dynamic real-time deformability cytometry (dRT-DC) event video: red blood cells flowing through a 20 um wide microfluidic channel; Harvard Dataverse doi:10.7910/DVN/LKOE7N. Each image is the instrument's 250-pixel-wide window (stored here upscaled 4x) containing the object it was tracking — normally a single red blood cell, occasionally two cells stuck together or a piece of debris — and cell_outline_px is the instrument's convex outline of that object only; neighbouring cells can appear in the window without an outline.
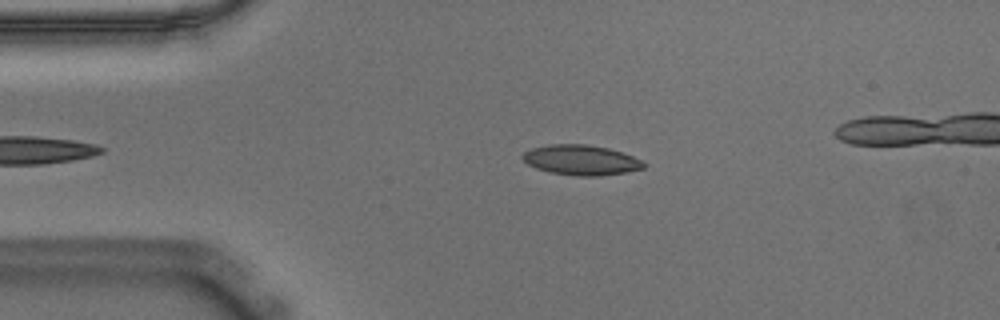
{"species": "Egyptian fruit bat (a non-hibernating species)", "species_latin": "Rousettus aegyptiacus", "temperature_condition": "warm", "stored_images_in_passage": 46, "camera_frame_rate_fps": 3000, "um_per_image_px": 0.085, "animal": {"sex": "male"}, "frame": {"image": 1, "passage_image": 10, "time_ms": 3.0, "image_size_px": [1000, 320], "cell_outline_px": [[648, 164], [644, 168], [624, 172], [600, 176], [576, 176], [552, 172], [536, 168], [528, 164], [520, 156], [524, 152], [532, 148], [548, 144], [588, 144], [608, 148], [632, 156]], "centroid_in_image_um": [49.38, 13.6], "position_along_channel_um": 35.6, "area_um2": 21.15}}
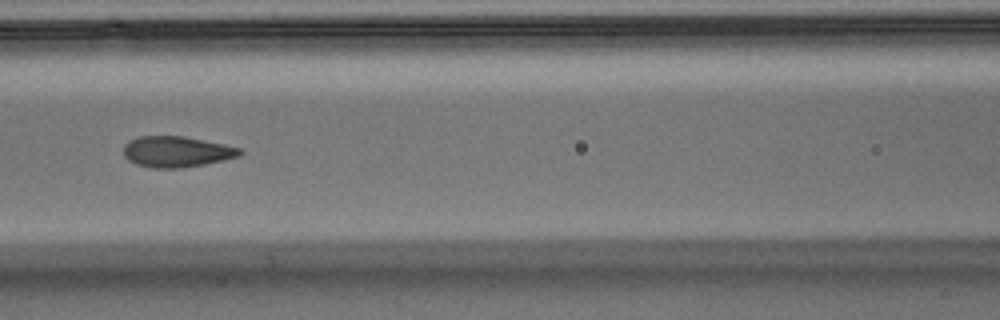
{"frame": {"image": 2, "passage_image": 22, "time_ms": 7.0, "image_size_px": [1000, 320], "cell_outline_px": [[244, 152], [240, 156], [224, 160], [204, 164], [180, 168], [152, 168], [136, 164], [128, 160], [124, 156], [124, 144], [128, 140], [140, 136], [184, 136], [224, 144], [240, 148]], "centroid_in_image_um": [15.0, 12.89], "position_along_channel_um": 151.6, "area_um2": 21.04}}
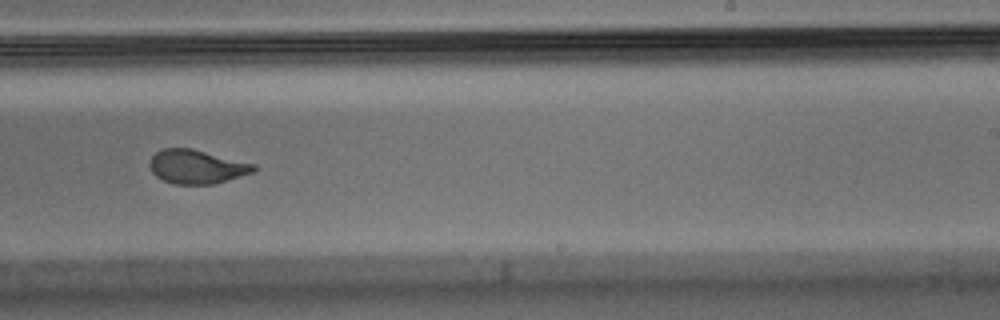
{"frame": {"image": 3, "passage_image": 32, "time_ms": 10.333, "image_size_px": [1000, 320], "cell_outline_px": [[256, 172], [216, 184], [172, 184], [156, 176], [152, 172], [148, 164], [152, 156], [156, 152], [164, 148], [192, 148], [256, 164]], "centroid_in_image_um": [16.75, 14.17], "position_along_channel_um": 272.3, "area_um2": 20.81}, "authors_computed_cell_mechanics": {"area_um2": 20.9814, "velocity_mm_per_s": 3.634, "shape_relaxation_time_tau1_ms": 4.4033, "shape_relaxation_time_tau2_ms": 0.7717, "deformation_change_tau1": 0.1727, "deformation_change_tau2": 0.0589}}